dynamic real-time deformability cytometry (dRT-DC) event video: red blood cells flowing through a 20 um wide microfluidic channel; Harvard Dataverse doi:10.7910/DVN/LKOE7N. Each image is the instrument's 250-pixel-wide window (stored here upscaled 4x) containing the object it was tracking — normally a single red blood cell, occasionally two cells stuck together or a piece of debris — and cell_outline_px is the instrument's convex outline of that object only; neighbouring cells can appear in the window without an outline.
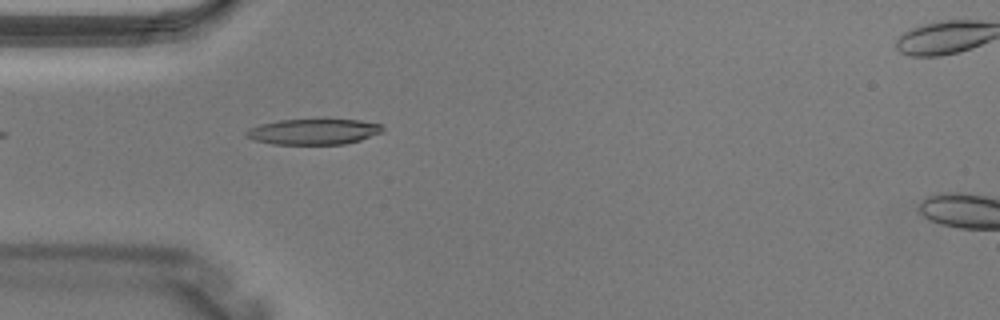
{"species": "Egyptian fruit bat (a non-hibernating species)", "species_latin": "Rousettus aegyptiacus", "temperature_condition": "warm", "stored_images_in_passage": 3, "camera_frame_rate_fps": 3000, "um_per_image_px": 0.085, "animal": {"sex": "male"}, "frame": {"image": 1, "passage_image": 2, "time_ms": 0.333, "image_size_px": [1000, 320], "cell_outline_px": [[384, 132], [360, 140], [344, 144], [272, 144], [256, 140], [244, 136], [244, 132], [248, 128], [260, 124], [280, 120], [360, 120], [380, 124], [384, 128]], "centroid_in_image_um": [26.64, 11.2], "position_along_channel_um": 58.4, "area_um2": 20.35}}